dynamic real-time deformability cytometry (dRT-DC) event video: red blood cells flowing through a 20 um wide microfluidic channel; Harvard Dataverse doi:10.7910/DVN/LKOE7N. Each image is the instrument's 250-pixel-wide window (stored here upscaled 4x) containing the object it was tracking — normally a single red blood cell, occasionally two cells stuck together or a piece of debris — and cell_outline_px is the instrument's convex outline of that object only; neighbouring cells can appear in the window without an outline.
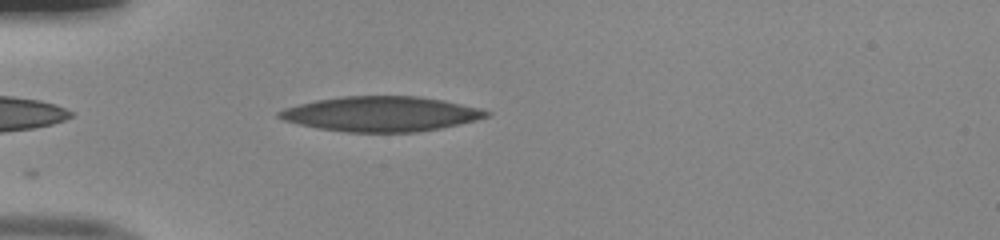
{"species": "human", "species_latin": "Homo sapiens", "temperature_condition": "room temperature", "stored_images_in_passage": 38, "camera_frame_rate_fps": 3000, "um_per_image_px": 0.085, "donor": {"sex": "male"}, "frame": {"image": 1, "passage_image": 2, "time_ms": 0.333, "image_size_px": [1000, 240], "cell_outline_px": [[492, 112], [488, 116], [476, 120], [440, 128], [416, 132], [348, 132], [316, 128], [284, 120], [276, 116], [276, 112], [284, 108], [316, 100], [344, 96], [416, 96], [444, 100], [480, 108]], "centroid_in_image_um": [32.39, 9.68], "position_along_channel_um": 52.6, "area_um2": 42.14}}
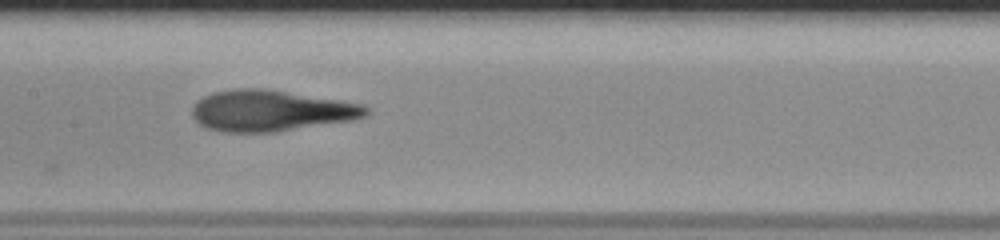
{"frame": {"image": 2, "passage_image": 13, "time_ms": 4.0, "image_size_px": [1000, 240], "cell_outline_px": [[368, 112], [364, 116], [356, 120], [272, 132], [220, 132], [204, 128], [192, 116], [192, 108], [196, 100], [212, 92], [240, 88], [264, 88], [340, 100], [364, 104], [368, 108]], "centroid_in_image_um": [23.0, 9.41], "position_along_channel_um": 184.4, "area_um2": 41.85}}
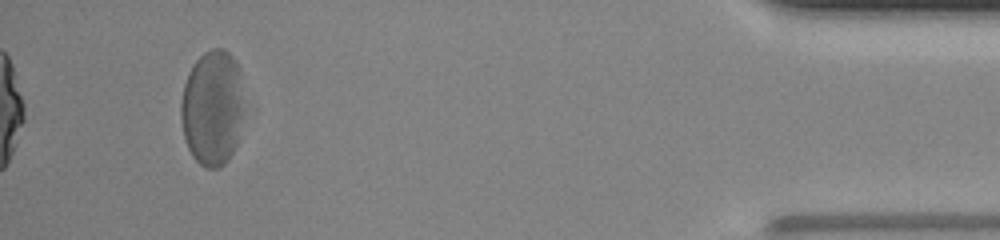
{"frame": {"image": 3, "passage_image": 35, "time_ms": 11.333, "image_size_px": [1000, 240], "cell_outline_px": [[244, 112], [236, 144], [228, 160], [224, 164], [216, 168], [204, 168], [192, 156], [188, 148], [184, 136], [180, 120], [180, 100], [184, 84], [196, 60], [204, 52], [212, 48], [224, 48], [232, 56], [240, 68], [244, 108]], "centroid_in_image_um": [18.06, 9.16], "position_along_channel_um": 417.1, "area_um2": 42.95}, "authors_computed_cell_mechanics": {"area_um2": 42.0206, "velocity_mm_per_s": 3.997, "shape_relaxation_time_tau1_ms": 6.3514, "shape_relaxation_time_tau2_ms": 1.8059, "deformation_change_tau1": 0.2082, "deformation_change_tau2": 0.1195}}